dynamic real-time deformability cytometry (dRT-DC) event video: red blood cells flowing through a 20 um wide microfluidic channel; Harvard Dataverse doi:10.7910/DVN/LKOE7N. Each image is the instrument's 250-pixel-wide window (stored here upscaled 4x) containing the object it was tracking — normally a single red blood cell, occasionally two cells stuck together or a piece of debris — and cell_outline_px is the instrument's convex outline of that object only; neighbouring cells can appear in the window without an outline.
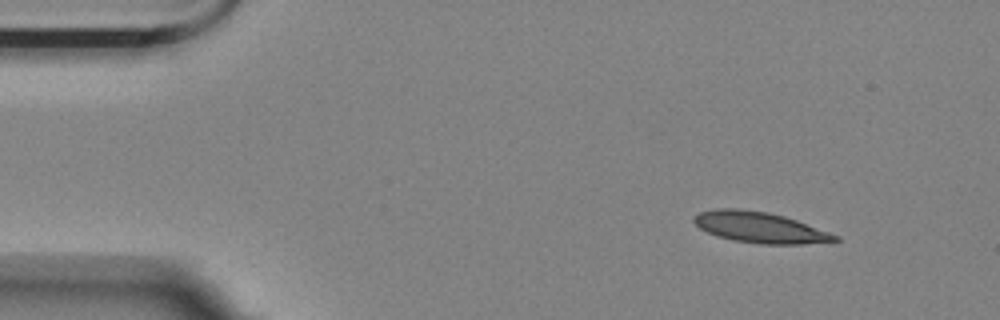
{"species": "Egyptian fruit bat (a non-hibernating species)", "species_latin": "Rousettus aegyptiacus", "temperature_condition": "room temperature", "stored_images_in_passage": 9, "camera_frame_rate_fps": 3000, "um_per_image_px": 0.085, "animal": {"sex": "female"}, "frame": {"image": 1, "passage_image": 1, "time_ms": 0.0, "image_size_px": [1000, 320], "cell_outline_px": [[840, 240], [804, 244], [760, 244], [732, 240], [716, 236], [700, 228], [692, 220], [700, 212], [716, 208], [732, 208], [768, 212], [784, 216], [796, 220], [840, 236]], "centroid_in_image_um": [64.58, 19.33], "position_along_channel_um": 20.4, "area_um2": 25.2}}
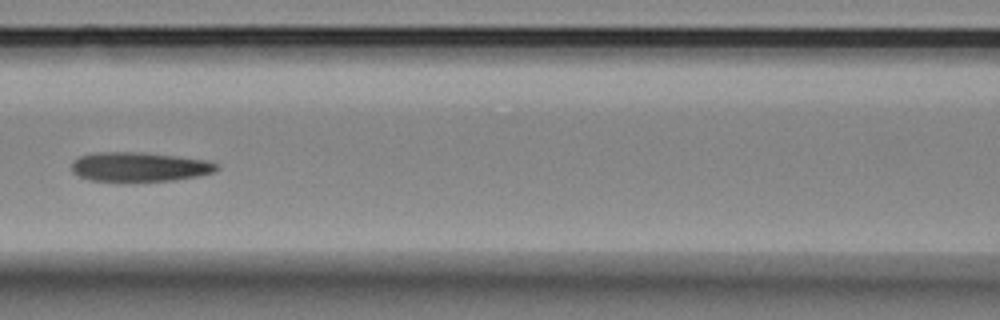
{"frame": {"image": 2, "passage_image": 6, "time_ms": 1.667, "image_size_px": [1000, 320], "cell_outline_px": [[220, 168], [212, 172], [196, 176], [176, 180], [116, 184], [88, 180], [72, 172], [72, 164], [80, 156], [96, 152], [144, 152], [208, 160], [220, 164]], "centroid_in_image_um": [11.83, 14.22], "position_along_channel_um": 154.8, "area_um2": 25.78}}
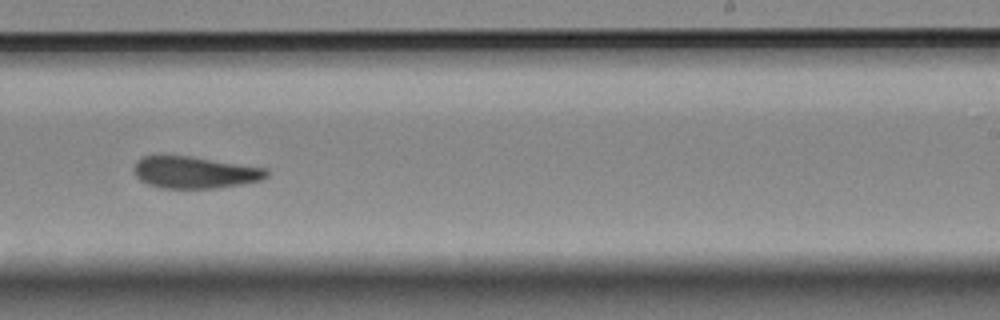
{"frame": {"image": 3, "passage_image": 9, "time_ms": 2.667, "image_size_px": [1000, 320], "cell_outline_px": [[268, 176], [260, 180], [240, 184], [216, 188], [164, 188], [148, 184], [140, 180], [136, 176], [132, 168], [136, 160], [140, 156], [188, 156], [268, 168]], "centroid_in_image_um": [16.52, 14.65], "position_along_channel_um": 272.5, "area_um2": 24.57}}